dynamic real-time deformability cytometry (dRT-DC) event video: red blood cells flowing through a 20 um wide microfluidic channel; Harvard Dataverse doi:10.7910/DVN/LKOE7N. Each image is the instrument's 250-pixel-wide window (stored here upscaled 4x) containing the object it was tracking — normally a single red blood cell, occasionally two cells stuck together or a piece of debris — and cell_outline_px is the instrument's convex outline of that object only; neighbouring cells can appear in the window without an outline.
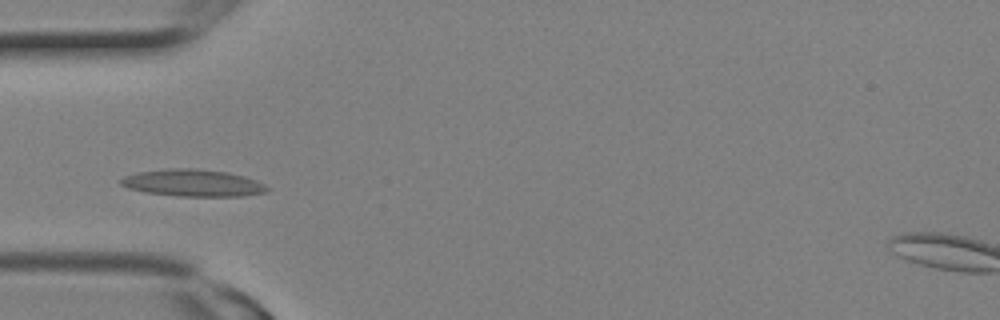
{"species": "Egyptian fruit bat (a non-hibernating species)", "species_latin": "Rousettus aegyptiacus", "temperature_condition": "room temperature", "stored_images_in_passage": 7, "camera_frame_rate_fps": 3000, "um_per_image_px": 0.085, "animal": {"sex": "female"}, "frame": {"image": 1, "passage_image": 6, "time_ms": 1.667, "image_size_px": [1000, 320], "cell_outline_px": [[268, 192], [240, 196], [180, 196], [144, 192], [128, 188], [120, 184], [120, 180], [124, 176], [136, 172], [168, 168], [196, 168], [228, 172], [244, 176], [256, 180], [264, 184], [268, 188]], "centroid_in_image_um": [16.38, 15.54], "position_along_channel_um": 68.6, "area_um2": 23.12}}